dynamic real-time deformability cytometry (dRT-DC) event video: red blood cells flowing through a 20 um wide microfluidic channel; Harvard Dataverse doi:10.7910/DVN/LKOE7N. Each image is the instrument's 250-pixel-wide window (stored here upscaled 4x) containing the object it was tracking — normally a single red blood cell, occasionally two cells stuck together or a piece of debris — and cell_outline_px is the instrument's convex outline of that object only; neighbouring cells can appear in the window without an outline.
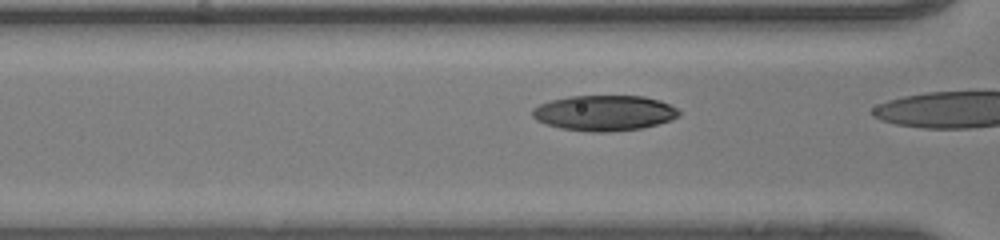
{"species": "human", "species_latin": "Homo sapiens", "temperature_condition": "room temperature", "stored_images_in_passage": 18, "segment_of_instrument_passage": [2, 2], "camera_frame_rate_fps": 3000, "um_per_image_px": 0.085, "donor": {"sex": "male"}, "frame": {"image": 1, "passage_image": 17, "time_ms": 5.333, "image_size_px": [1000, 240], "cell_outline_px": [[680, 116], [672, 120], [640, 128], [608, 132], [588, 132], [560, 128], [544, 124], [536, 120], [532, 116], [532, 108], [540, 104], [552, 100], [572, 96], [644, 96], [660, 100], [676, 108], [680, 112]], "centroid_in_image_um": [51.35, 9.61], "position_along_channel_um": 115.3, "area_um2": 30.35}}